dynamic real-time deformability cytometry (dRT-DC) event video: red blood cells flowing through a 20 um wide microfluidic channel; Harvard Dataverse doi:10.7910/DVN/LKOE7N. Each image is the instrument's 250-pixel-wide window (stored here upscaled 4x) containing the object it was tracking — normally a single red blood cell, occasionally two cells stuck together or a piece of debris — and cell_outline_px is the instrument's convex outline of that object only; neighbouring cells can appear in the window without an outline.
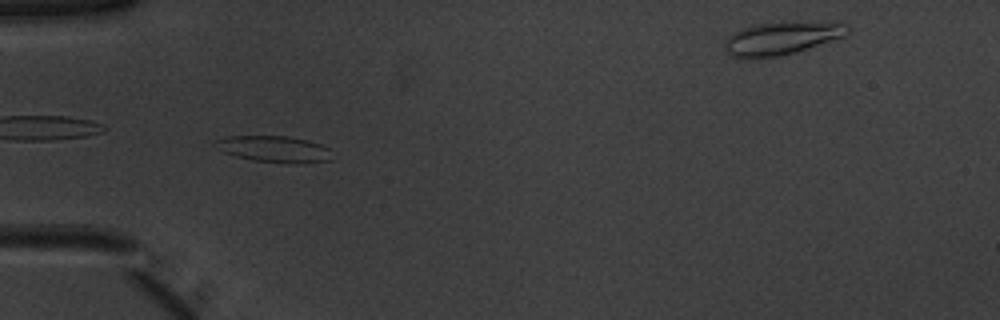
{"species": "common noctule bat (a hibernating species)", "species_latin": "Nyctalus noctula", "temperature_condition": "warm", "stored_images_in_passage": 54, "segment_of_instrument_passage": [1, 2], "camera_frame_rate_fps": 3000, "um_per_image_px": 0.085, "animal": {"sex": "male", "body_mass_g": 20.1, "forearm_length_mm": 53.5}, "frame": {"image": 1, "passage_image": 18, "time_ms": 5.667, "image_size_px": [1000, 320], "cell_outline_px": [[332, 160], [296, 164], [288, 164], [252, 160], [236, 156], [224, 152], [216, 148], [212, 144], [212, 140], [228, 136], [288, 136], [308, 140], [332, 148]], "centroid_in_image_um": [23.32, 12.67], "position_along_channel_um": 61.7, "area_um2": 18.44}}
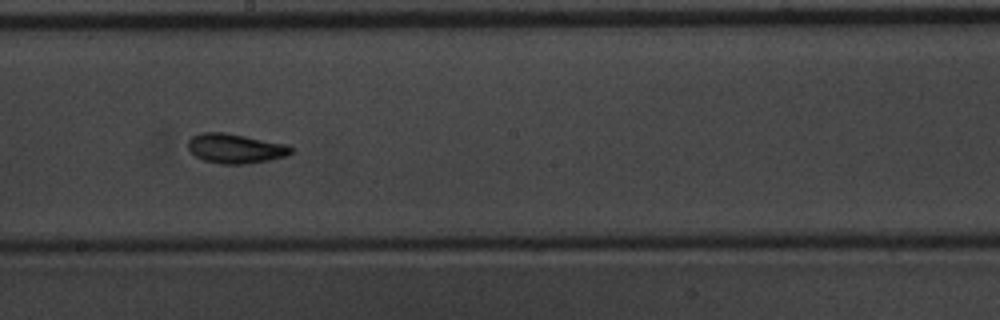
{"frame": {"image": 2, "passage_image": 31, "time_ms": 10.0, "image_size_px": [1000, 320], "cell_outline_px": [[292, 152], [288, 156], [248, 164], [220, 164], [204, 160], [196, 156], [188, 148], [188, 140], [192, 136], [200, 132], [224, 132], [288, 144], [292, 148]], "centroid_in_image_um": [20.02, 12.62], "position_along_channel_um": 228.2, "area_um2": 17.86}}
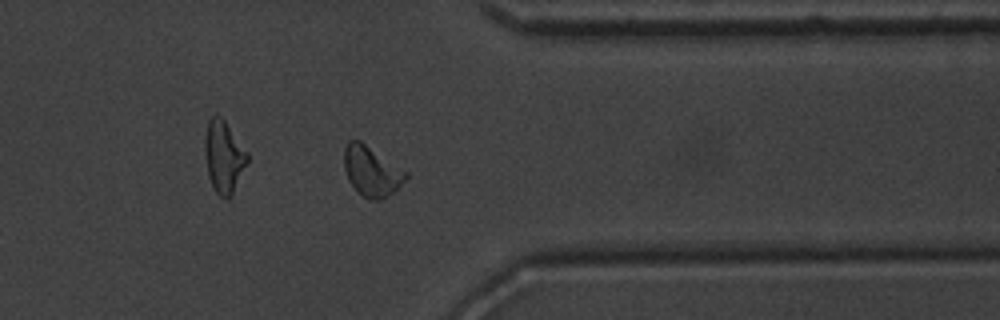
{"frame": {"image": 3, "passage_image": 43, "time_ms": 14.0, "image_size_px": [1000, 320], "cell_outline_px": [[408, 176], [392, 192], [380, 200], [368, 200], [348, 180], [344, 168], [344, 148], [348, 140], [360, 140], [408, 172]], "centroid_in_image_um": [31.56, 14.52], "position_along_channel_um": 379.8, "area_um2": 17.69}}